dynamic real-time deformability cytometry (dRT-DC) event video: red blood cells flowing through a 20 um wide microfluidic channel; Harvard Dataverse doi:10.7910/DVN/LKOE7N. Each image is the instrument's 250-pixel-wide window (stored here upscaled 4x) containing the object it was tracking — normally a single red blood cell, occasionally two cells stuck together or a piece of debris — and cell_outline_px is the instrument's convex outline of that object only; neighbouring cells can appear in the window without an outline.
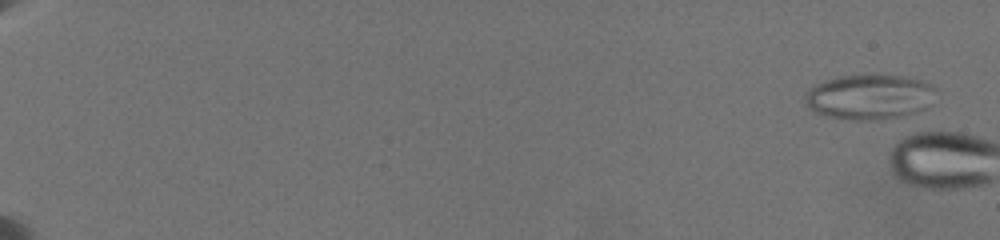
{"species": "common noctule bat (a hibernating species)", "species_latin": "Nyctalus noctula", "temperature_condition": "warm", "stored_images_in_passage": 4, "camera_frame_rate_fps": 3000, "um_per_image_px": 0.085, "animal": {"sex": "female", "body_mass_g": 19.5, "forearm_length_mm": 54.1}, "frame": {"image": 1, "passage_image": 1, "time_ms": 0.0, "image_size_px": [1000, 240], "cell_outline_px": [[940, 92], [932, 104], [928, 108], [916, 112], [900, 116], [876, 120], [856, 120], [828, 116], [816, 112], [808, 108], [804, 104], [804, 96], [816, 84], [840, 76], [876, 72], [880, 72], [908, 76], [932, 84]], "centroid_in_image_um": [74.01, 8.19], "position_along_channel_um": 11.0, "area_um2": 35.49}}